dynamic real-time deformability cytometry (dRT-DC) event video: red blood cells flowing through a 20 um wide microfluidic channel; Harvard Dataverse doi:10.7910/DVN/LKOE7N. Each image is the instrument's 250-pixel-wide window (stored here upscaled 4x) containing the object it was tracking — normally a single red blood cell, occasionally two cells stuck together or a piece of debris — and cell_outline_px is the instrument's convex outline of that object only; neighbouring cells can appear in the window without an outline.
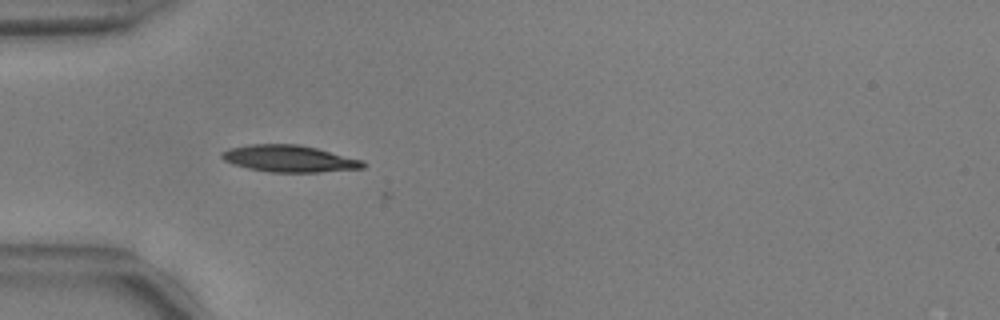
{"species": "common noctule bat (a hibernating species)", "species_latin": "Nyctalus noctula", "temperature_condition": "warm", "stored_images_in_passage": 3, "camera_frame_rate_fps": 3000, "um_per_image_px": 0.085, "animal": {"sex": "male", "body_mass_g": 17.9, "forearm_length_mm": 54.2}, "frame": {"image": 1, "passage_image": 2, "time_ms": 0.333, "image_size_px": [1000, 320], "cell_outline_px": [[368, 164], [364, 168], [320, 172], [268, 172], [248, 168], [232, 164], [224, 160], [220, 156], [220, 152], [228, 148], [248, 144], [300, 144], [364, 160]], "centroid_in_image_um": [24.58, 13.48], "position_along_channel_um": 60.4, "area_um2": 22.31}}